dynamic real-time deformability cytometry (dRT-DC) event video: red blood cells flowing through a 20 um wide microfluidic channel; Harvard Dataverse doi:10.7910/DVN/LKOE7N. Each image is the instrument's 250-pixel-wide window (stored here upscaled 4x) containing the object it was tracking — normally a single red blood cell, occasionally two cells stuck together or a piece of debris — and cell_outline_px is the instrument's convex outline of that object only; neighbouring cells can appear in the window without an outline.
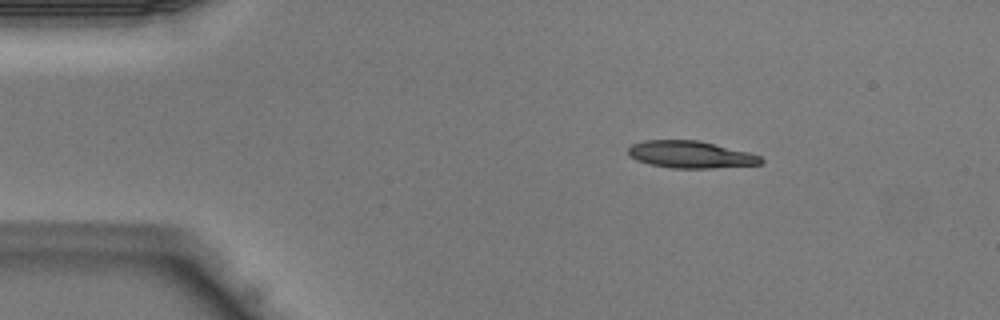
{"species": "Egyptian fruit bat (a non-hibernating species)", "species_latin": "Rousettus aegyptiacus", "temperature_condition": "warm", "stored_images_in_passage": 6, "camera_frame_rate_fps": 3000, "um_per_image_px": 0.085, "animal": {"sex": "male"}, "frame": {"image": 1, "passage_image": 1, "time_ms": 0.0, "image_size_px": [1000, 320], "cell_outline_px": [[764, 160], [760, 164], [712, 168], [672, 168], [648, 164], [636, 160], [628, 156], [628, 148], [632, 144], [644, 140], [700, 140], [748, 152], [760, 156]], "centroid_in_image_um": [58.66, 13.13], "position_along_channel_um": 26.3, "area_um2": 21.04}}